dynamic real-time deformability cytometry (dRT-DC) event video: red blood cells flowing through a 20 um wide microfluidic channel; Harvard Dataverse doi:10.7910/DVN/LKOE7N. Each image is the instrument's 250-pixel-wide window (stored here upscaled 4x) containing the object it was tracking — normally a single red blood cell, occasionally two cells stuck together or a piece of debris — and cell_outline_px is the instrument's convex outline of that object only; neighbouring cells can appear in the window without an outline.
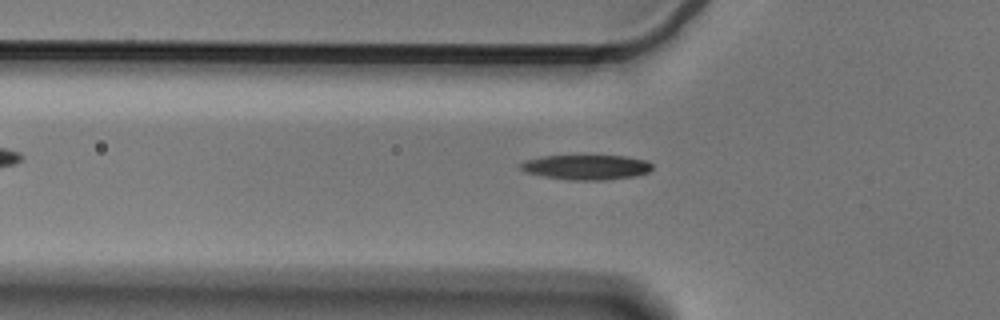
{"species": "Egyptian fruit bat (a non-hibernating species)", "species_latin": "Rousettus aegyptiacus", "temperature_condition": "cold", "stored_images_in_passage": 50, "camera_frame_rate_fps": 3000, "um_per_image_px": 0.085, "animal": {"sex": "male"}, "frame": {"image": 1, "passage_image": 18, "time_ms": 5.667, "image_size_px": [1000, 320], "cell_outline_px": [[652, 168], [648, 172], [636, 176], [604, 180], [572, 180], [544, 176], [524, 172], [520, 168], [520, 164], [524, 160], [540, 156], [624, 156], [648, 160], [652, 164]], "centroid_in_image_um": [49.84, 14.21], "position_along_channel_um": 76.0, "area_um2": 19.13}}
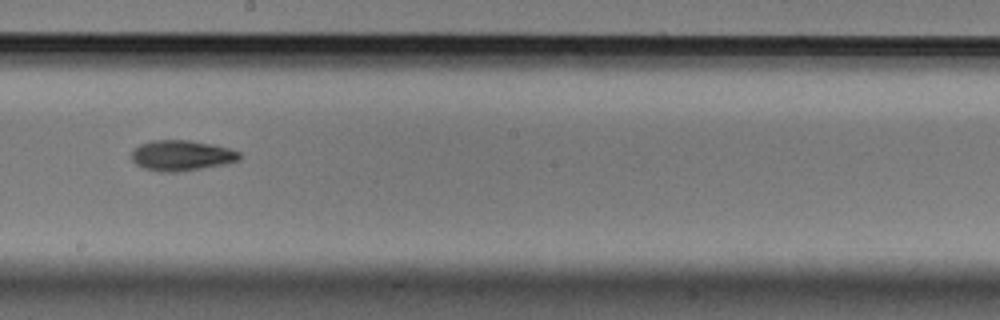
{"frame": {"image": 2, "passage_image": 31, "time_ms": 10.0, "image_size_px": [1000, 320], "cell_outline_px": [[240, 160], [228, 164], [176, 172], [160, 172], [144, 168], [136, 164], [132, 160], [132, 148], [140, 144], [152, 140], [192, 140], [212, 144], [228, 148], [240, 152]], "centroid_in_image_um": [15.43, 13.21], "position_along_channel_um": 232.8, "area_um2": 19.36}}
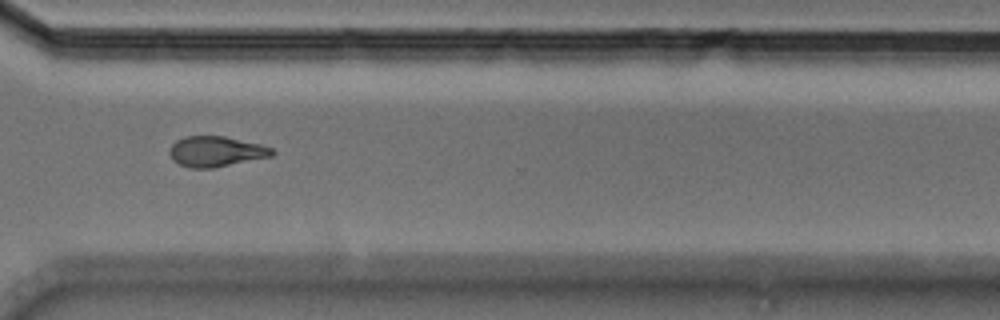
{"frame": {"image": 3, "passage_image": 41, "time_ms": 13.333, "image_size_px": [1000, 320], "cell_outline_px": [[276, 152], [272, 156], [212, 168], [188, 168], [172, 160], [168, 152], [168, 148], [176, 140], [184, 136], [224, 136], [260, 144], [272, 148]], "centroid_in_image_um": [18.32, 12.87], "position_along_channel_um": 352.3, "area_um2": 18.26}}